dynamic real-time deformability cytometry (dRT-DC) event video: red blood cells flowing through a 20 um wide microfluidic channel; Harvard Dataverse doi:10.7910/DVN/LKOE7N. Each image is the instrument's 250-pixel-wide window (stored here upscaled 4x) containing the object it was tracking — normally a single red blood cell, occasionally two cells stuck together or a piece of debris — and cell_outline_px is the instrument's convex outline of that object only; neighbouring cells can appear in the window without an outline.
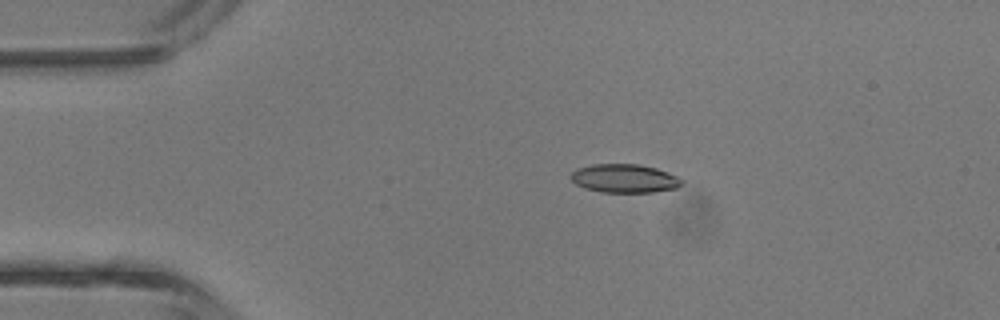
{"species": "common noctule bat (a hibernating species)", "species_latin": "Nyctalus noctula", "temperature_condition": "room temperature", "stored_images_in_passage": 4, "camera_frame_rate_fps": 3000, "um_per_image_px": 0.085, "animal": {"sex": "male", "body_mass_g": 13.3}, "frame": {"image": 1, "passage_image": 3, "time_ms": 2.333, "image_size_px": [1000, 320], "cell_outline_px": [[684, 184], [676, 188], [652, 192], [600, 192], [584, 188], [576, 184], [568, 176], [576, 168], [592, 164], [640, 164], [656, 168], [668, 172], [684, 180]], "centroid_in_image_um": [53.07, 15.16], "position_along_channel_um": 31.9, "area_um2": 18.67}}